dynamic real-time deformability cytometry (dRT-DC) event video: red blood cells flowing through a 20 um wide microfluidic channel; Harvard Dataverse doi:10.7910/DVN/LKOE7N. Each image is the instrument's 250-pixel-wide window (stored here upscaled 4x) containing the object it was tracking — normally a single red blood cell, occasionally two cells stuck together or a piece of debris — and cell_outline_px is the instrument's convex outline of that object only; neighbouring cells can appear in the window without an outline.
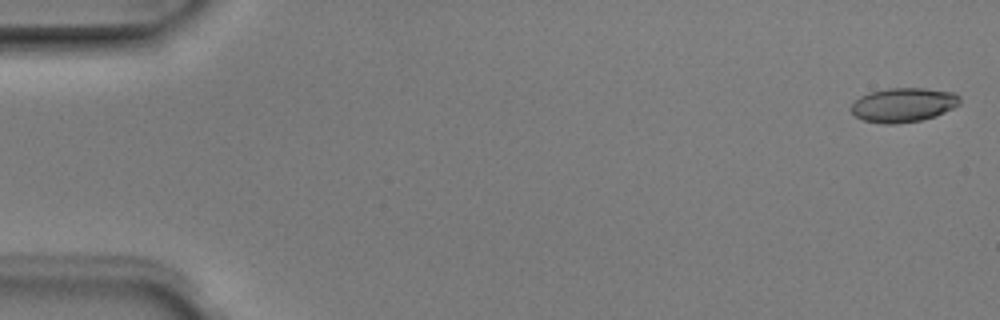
{"species": "Egyptian fruit bat (a non-hibernating species)", "species_latin": "Rousettus aegyptiacus", "temperature_condition": "room temperature", "stored_images_in_passage": 6, "segment_of_instrument_passage": [1, 2], "camera_frame_rate_fps": 3000, "um_per_image_px": 0.085, "animal": {"sex": "male"}, "frame": {"image": 1, "passage_image": 1, "time_ms": 0.0, "image_size_px": [1000, 320], "cell_outline_px": [[960, 104], [936, 116], [920, 120], [896, 124], [884, 124], [864, 120], [856, 116], [852, 112], [852, 104], [860, 96], [872, 92], [888, 88], [924, 88], [956, 92], [960, 96]], "centroid_in_image_um": [76.82, 8.91], "position_along_channel_um": 8.2, "area_um2": 21.62}}
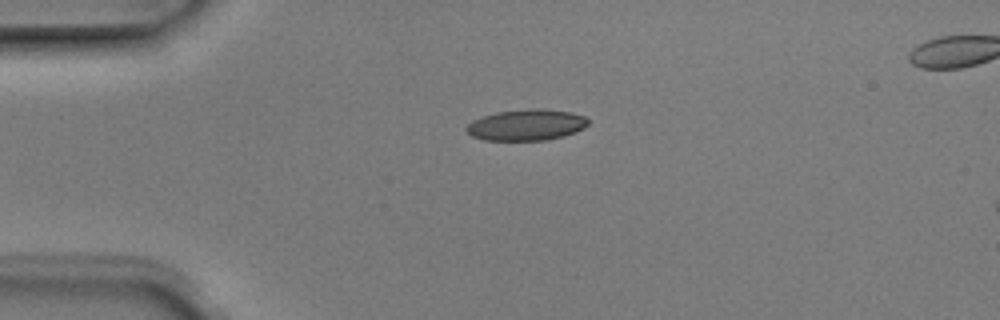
{"frame": {"image": 2, "passage_image": 4, "time_ms": 1.0, "image_size_px": [1000, 320], "cell_outline_px": [[588, 124], [584, 128], [576, 132], [564, 136], [548, 140], [484, 140], [472, 136], [464, 128], [472, 120], [496, 112], [532, 108], [540, 108], [572, 112], [584, 116], [588, 120]], "centroid_in_image_um": [44.76, 10.62], "position_along_channel_um": 40.2, "area_um2": 22.2}}